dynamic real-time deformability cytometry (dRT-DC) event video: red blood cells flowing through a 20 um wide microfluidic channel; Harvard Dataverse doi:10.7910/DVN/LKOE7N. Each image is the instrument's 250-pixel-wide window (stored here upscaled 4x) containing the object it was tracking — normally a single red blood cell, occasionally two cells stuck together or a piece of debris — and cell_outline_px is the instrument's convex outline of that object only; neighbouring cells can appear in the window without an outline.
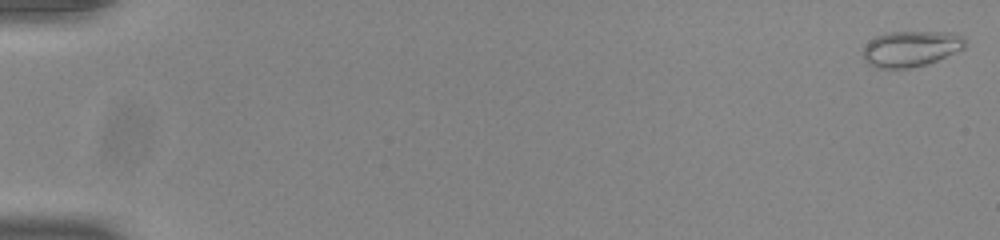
{"species": "common noctule bat (a hibernating species)", "species_latin": "Nyctalus noctula", "temperature_condition": "room temperature", "stored_images_in_passage": 16, "camera_frame_rate_fps": 3000, "um_per_image_px": 0.085, "animal": {"sex": "male", "body_mass_g": 20.0, "forearm_length_mm": 53.3}, "frame": {"image": 1, "passage_image": 1, "time_ms": 0.0, "image_size_px": [1000, 240], "cell_outline_px": [[964, 48], [936, 60], [912, 68], [876, 68], [868, 64], [864, 60], [864, 48], [868, 40], [884, 32], [956, 32], [964, 36]], "centroid_in_image_um": [77.39, 4.12], "position_along_channel_um": 7.6, "area_um2": 21.27}}